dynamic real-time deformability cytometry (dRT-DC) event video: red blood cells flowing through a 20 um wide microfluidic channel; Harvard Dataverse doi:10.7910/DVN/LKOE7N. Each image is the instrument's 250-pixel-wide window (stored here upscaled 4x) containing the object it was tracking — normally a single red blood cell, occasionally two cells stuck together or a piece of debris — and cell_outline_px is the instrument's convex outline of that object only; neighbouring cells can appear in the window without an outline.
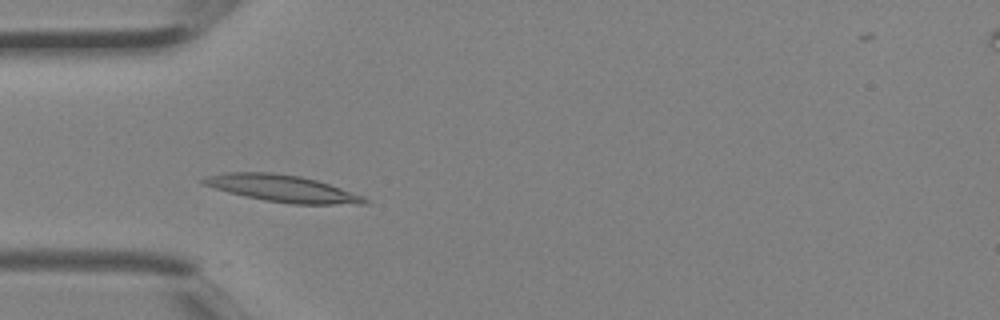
{"species": "Egyptian fruit bat (a non-hibernating species)", "species_latin": "Rousettus aegyptiacus", "temperature_condition": "room temperature", "stored_images_in_passage": 3, "camera_frame_rate_fps": 3000, "um_per_image_px": 0.085, "animal": {"sex": "female"}, "frame": {"image": 1, "passage_image": 3, "time_ms": 0.667, "image_size_px": [1000, 320], "cell_outline_px": [[368, 204], [292, 204], [264, 200], [244, 196], [228, 192], [200, 184], [200, 180], [208, 176], [224, 172], [272, 172], [300, 176], [316, 180], [364, 196], [368, 200]], "centroid_in_image_um": [23.96, 16.02], "position_along_channel_um": 61.0, "area_um2": 25.2}}